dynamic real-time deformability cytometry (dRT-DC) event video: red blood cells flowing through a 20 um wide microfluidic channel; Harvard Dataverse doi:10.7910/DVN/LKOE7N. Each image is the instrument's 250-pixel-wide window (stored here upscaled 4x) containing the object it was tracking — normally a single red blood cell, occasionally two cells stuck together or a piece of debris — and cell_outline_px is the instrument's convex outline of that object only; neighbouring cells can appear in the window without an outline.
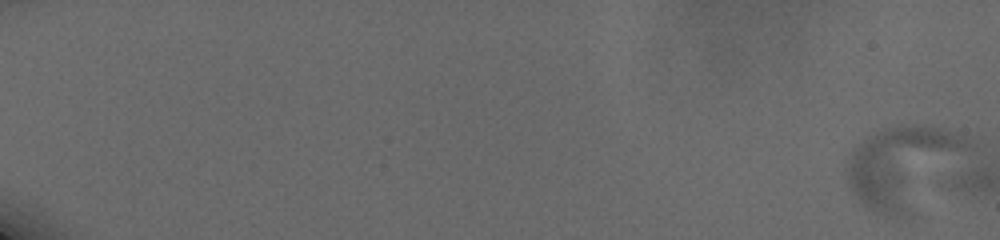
{"species": "human", "species_latin": "Homo sapiens", "temperature_condition": "cold", "stored_images_in_passage": 1, "camera_frame_rate_fps": 3000, "um_per_image_px": 0.085, "donor": {"sex": "male"}, "frame": {"image": 1, "passage_image": 1, "time_ms": 0.0, "image_size_px": [1000, 240], "cell_outline_px": [[980, 148], [904, 212], [876, 212], [868, 208], [860, 200], [848, 184], [844, 168], [848, 156], [852, 148], [856, 144], [876, 132], [884, 128], [900, 124], [904, 124], [936, 128], [968, 136]], "centroid_in_image_um": [76.82, 14.0], "position_along_channel_um": 8.2, "area_um2": 56.53}}